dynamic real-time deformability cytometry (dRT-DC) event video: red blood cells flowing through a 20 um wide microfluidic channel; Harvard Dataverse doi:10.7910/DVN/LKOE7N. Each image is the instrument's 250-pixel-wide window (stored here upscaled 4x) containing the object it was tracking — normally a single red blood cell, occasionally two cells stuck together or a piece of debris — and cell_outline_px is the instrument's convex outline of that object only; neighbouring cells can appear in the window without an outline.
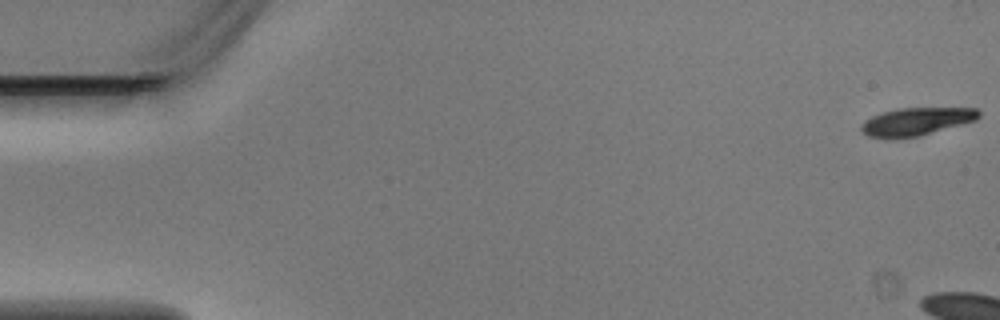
{"species": "Egyptian fruit bat (a non-hibernating species)", "species_latin": "Rousettus aegyptiacus", "temperature_condition": "warm", "stored_images_in_passage": 5, "camera_frame_rate_fps": 3000, "um_per_image_px": 0.085, "animal": {"sex": "male"}, "frame": {"image": 1, "passage_image": 1, "time_ms": 0.0, "image_size_px": [1000, 320], "cell_outline_px": [[980, 116], [976, 120], [920, 136], [868, 136], [860, 128], [860, 124], [864, 120], [880, 112], [896, 108], [976, 108], [980, 112]], "centroid_in_image_um": [77.91, 10.29], "position_along_channel_um": 7.1, "area_um2": 18.67}}
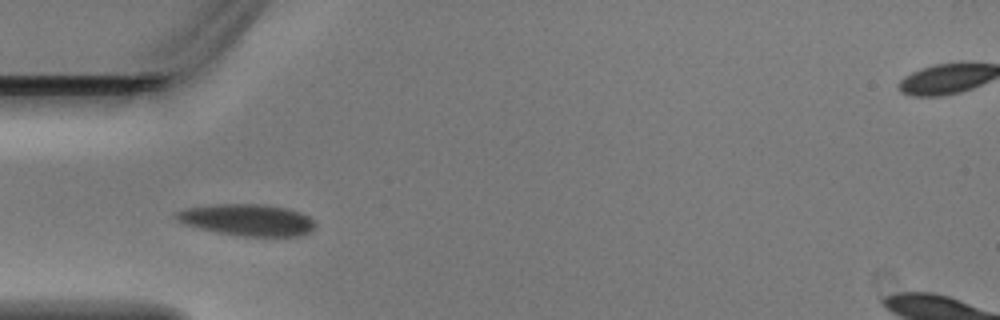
{"frame": {"image": 2, "passage_image": 5, "time_ms": 1.333, "image_size_px": [1000, 320], "cell_outline_px": [[316, 224], [312, 232], [300, 236], [244, 236], [216, 232], [184, 224], [176, 220], [172, 216], [176, 212], [184, 208], [212, 204], [268, 204], [288, 208], [300, 212], [308, 216]], "centroid_in_image_um": [21.01, 18.68], "position_along_channel_um": 64.0, "area_um2": 25.95}}